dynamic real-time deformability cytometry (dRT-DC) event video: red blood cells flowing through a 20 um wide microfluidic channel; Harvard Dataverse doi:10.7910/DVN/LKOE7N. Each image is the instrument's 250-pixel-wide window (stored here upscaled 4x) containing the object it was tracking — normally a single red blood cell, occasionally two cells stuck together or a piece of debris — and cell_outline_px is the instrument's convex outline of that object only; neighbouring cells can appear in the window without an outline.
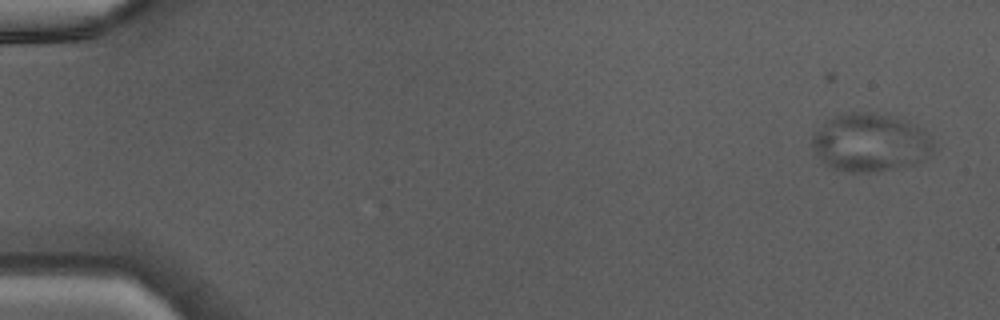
{"species": "Egyptian fruit bat (a non-hibernating species)", "species_latin": "Rousettus aegyptiacus", "temperature_condition": "warm", "stored_images_in_passage": 46, "camera_frame_rate_fps": 3000, "um_per_image_px": 0.085, "animal": {"sex": "male"}, "frame": {"image": 1, "passage_image": 1, "time_ms": 0.0, "image_size_px": [1000, 320], "cell_outline_px": [[932, 156], [916, 164], [876, 172], [852, 172], [832, 168], [820, 164], [812, 144], [812, 132], [832, 116], [848, 112], [872, 112], [896, 116], [908, 120], [924, 128], [932, 136]], "centroid_in_image_um": [73.99, 12.11], "position_along_channel_um": 11.0, "area_um2": 42.25}}
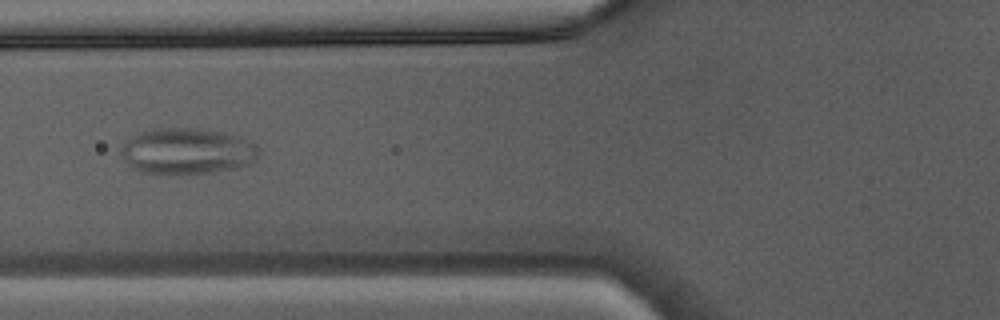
{"frame": {"image": 2, "passage_image": 18, "time_ms": 5.667, "image_size_px": [1000, 320], "cell_outline_px": [[260, 156], [252, 164], [236, 168], [212, 172], [180, 176], [140, 172], [132, 168], [124, 160], [120, 152], [120, 148], [132, 136], [140, 132], [152, 128], [200, 128], [224, 132], [240, 136], [256, 144], [260, 148]], "centroid_in_image_um": [15.94, 12.87], "position_along_channel_um": 109.9, "area_um2": 38.09}}
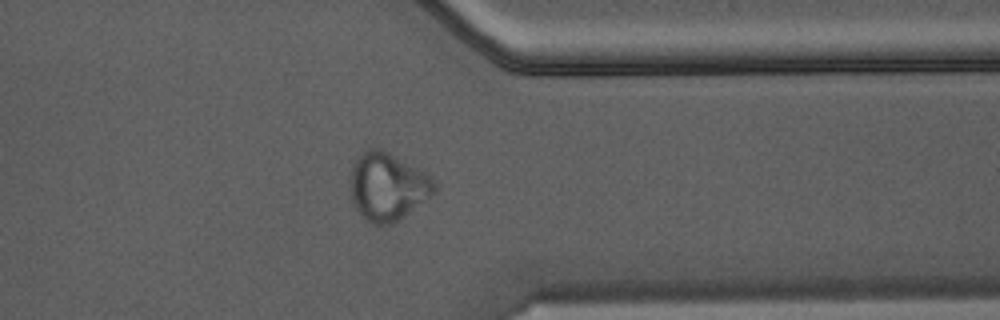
{"frame": {"image": 3, "passage_image": 36, "time_ms": 11.667, "image_size_px": [1000, 320], "cell_outline_px": [[436, 192], [400, 220], [388, 224], [372, 224], [356, 208], [352, 200], [352, 168], [356, 160], [364, 148], [380, 148], [432, 176], [436, 180]], "centroid_in_image_um": [32.99, 15.85], "position_along_channel_um": 378.4, "area_um2": 32.83}}